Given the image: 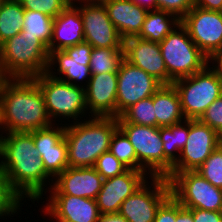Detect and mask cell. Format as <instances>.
I'll return each mask as SVG.
<instances>
[{
  "label": "cell",
  "mask_w": 222,
  "mask_h": 222,
  "mask_svg": "<svg viewBox=\"0 0 222 222\" xmlns=\"http://www.w3.org/2000/svg\"><path fill=\"white\" fill-rule=\"evenodd\" d=\"M0 172L23 202L31 204H39L54 179L35 147L33 130L0 134Z\"/></svg>",
  "instance_id": "obj_1"
},
{
  "label": "cell",
  "mask_w": 222,
  "mask_h": 222,
  "mask_svg": "<svg viewBox=\"0 0 222 222\" xmlns=\"http://www.w3.org/2000/svg\"><path fill=\"white\" fill-rule=\"evenodd\" d=\"M1 134L29 132L52 125L45 98L33 78H2L0 81Z\"/></svg>",
  "instance_id": "obj_2"
},
{
  "label": "cell",
  "mask_w": 222,
  "mask_h": 222,
  "mask_svg": "<svg viewBox=\"0 0 222 222\" xmlns=\"http://www.w3.org/2000/svg\"><path fill=\"white\" fill-rule=\"evenodd\" d=\"M117 117L92 116L65 125L69 167H93L97 158L109 151Z\"/></svg>",
  "instance_id": "obj_3"
},
{
  "label": "cell",
  "mask_w": 222,
  "mask_h": 222,
  "mask_svg": "<svg viewBox=\"0 0 222 222\" xmlns=\"http://www.w3.org/2000/svg\"><path fill=\"white\" fill-rule=\"evenodd\" d=\"M48 48L37 37L22 30L0 45L2 78H33L48 68Z\"/></svg>",
  "instance_id": "obj_4"
},
{
  "label": "cell",
  "mask_w": 222,
  "mask_h": 222,
  "mask_svg": "<svg viewBox=\"0 0 222 222\" xmlns=\"http://www.w3.org/2000/svg\"><path fill=\"white\" fill-rule=\"evenodd\" d=\"M33 79L43 92L46 111L52 123L60 124L61 121V124L64 122L67 125L79 122L84 117H92L86 107L85 88L55 79L46 72Z\"/></svg>",
  "instance_id": "obj_5"
},
{
  "label": "cell",
  "mask_w": 222,
  "mask_h": 222,
  "mask_svg": "<svg viewBox=\"0 0 222 222\" xmlns=\"http://www.w3.org/2000/svg\"><path fill=\"white\" fill-rule=\"evenodd\" d=\"M159 45L168 76L173 81L191 76L209 64V58L196 46L181 23Z\"/></svg>",
  "instance_id": "obj_6"
},
{
  "label": "cell",
  "mask_w": 222,
  "mask_h": 222,
  "mask_svg": "<svg viewBox=\"0 0 222 222\" xmlns=\"http://www.w3.org/2000/svg\"><path fill=\"white\" fill-rule=\"evenodd\" d=\"M186 119H200L207 108L222 95V82L208 64L195 74L173 81Z\"/></svg>",
  "instance_id": "obj_7"
},
{
  "label": "cell",
  "mask_w": 222,
  "mask_h": 222,
  "mask_svg": "<svg viewBox=\"0 0 222 222\" xmlns=\"http://www.w3.org/2000/svg\"><path fill=\"white\" fill-rule=\"evenodd\" d=\"M171 195L185 208L222 211V189L197 171L176 173L170 180Z\"/></svg>",
  "instance_id": "obj_8"
},
{
  "label": "cell",
  "mask_w": 222,
  "mask_h": 222,
  "mask_svg": "<svg viewBox=\"0 0 222 222\" xmlns=\"http://www.w3.org/2000/svg\"><path fill=\"white\" fill-rule=\"evenodd\" d=\"M137 155L138 170L150 177H164V150L159 127L118 123Z\"/></svg>",
  "instance_id": "obj_9"
},
{
  "label": "cell",
  "mask_w": 222,
  "mask_h": 222,
  "mask_svg": "<svg viewBox=\"0 0 222 222\" xmlns=\"http://www.w3.org/2000/svg\"><path fill=\"white\" fill-rule=\"evenodd\" d=\"M170 195L166 177H150L122 202L119 213L128 222H154L157 210Z\"/></svg>",
  "instance_id": "obj_10"
},
{
  "label": "cell",
  "mask_w": 222,
  "mask_h": 222,
  "mask_svg": "<svg viewBox=\"0 0 222 222\" xmlns=\"http://www.w3.org/2000/svg\"><path fill=\"white\" fill-rule=\"evenodd\" d=\"M222 143V136L200 119L189 120V133L178 161L166 177L170 180L176 173L195 171Z\"/></svg>",
  "instance_id": "obj_11"
},
{
  "label": "cell",
  "mask_w": 222,
  "mask_h": 222,
  "mask_svg": "<svg viewBox=\"0 0 222 222\" xmlns=\"http://www.w3.org/2000/svg\"><path fill=\"white\" fill-rule=\"evenodd\" d=\"M196 46L208 57L222 50V12L193 6L180 20Z\"/></svg>",
  "instance_id": "obj_12"
},
{
  "label": "cell",
  "mask_w": 222,
  "mask_h": 222,
  "mask_svg": "<svg viewBox=\"0 0 222 222\" xmlns=\"http://www.w3.org/2000/svg\"><path fill=\"white\" fill-rule=\"evenodd\" d=\"M117 78L116 117H119L131 105L153 96L162 86L153 76L125 59L117 71Z\"/></svg>",
  "instance_id": "obj_13"
},
{
  "label": "cell",
  "mask_w": 222,
  "mask_h": 222,
  "mask_svg": "<svg viewBox=\"0 0 222 222\" xmlns=\"http://www.w3.org/2000/svg\"><path fill=\"white\" fill-rule=\"evenodd\" d=\"M84 26V40L93 48H123L124 40L109 18L104 4H77Z\"/></svg>",
  "instance_id": "obj_14"
},
{
  "label": "cell",
  "mask_w": 222,
  "mask_h": 222,
  "mask_svg": "<svg viewBox=\"0 0 222 222\" xmlns=\"http://www.w3.org/2000/svg\"><path fill=\"white\" fill-rule=\"evenodd\" d=\"M42 215L56 222H97L100 212L94 199L71 195H44ZM49 197V198H48Z\"/></svg>",
  "instance_id": "obj_15"
},
{
  "label": "cell",
  "mask_w": 222,
  "mask_h": 222,
  "mask_svg": "<svg viewBox=\"0 0 222 222\" xmlns=\"http://www.w3.org/2000/svg\"><path fill=\"white\" fill-rule=\"evenodd\" d=\"M64 135L65 125L61 123L33 130L35 147L43 160L45 170L53 178L69 167Z\"/></svg>",
  "instance_id": "obj_16"
},
{
  "label": "cell",
  "mask_w": 222,
  "mask_h": 222,
  "mask_svg": "<svg viewBox=\"0 0 222 222\" xmlns=\"http://www.w3.org/2000/svg\"><path fill=\"white\" fill-rule=\"evenodd\" d=\"M149 178L144 171L127 169L120 175L105 179L96 198L100 214L118 213L122 202Z\"/></svg>",
  "instance_id": "obj_17"
},
{
  "label": "cell",
  "mask_w": 222,
  "mask_h": 222,
  "mask_svg": "<svg viewBox=\"0 0 222 222\" xmlns=\"http://www.w3.org/2000/svg\"><path fill=\"white\" fill-rule=\"evenodd\" d=\"M103 181V177L93 167H68L53 179L48 193L96 200Z\"/></svg>",
  "instance_id": "obj_18"
},
{
  "label": "cell",
  "mask_w": 222,
  "mask_h": 222,
  "mask_svg": "<svg viewBox=\"0 0 222 222\" xmlns=\"http://www.w3.org/2000/svg\"><path fill=\"white\" fill-rule=\"evenodd\" d=\"M123 48L124 59L130 64L141 68L162 85L173 84V80L168 76L159 42L132 37L124 40Z\"/></svg>",
  "instance_id": "obj_19"
},
{
  "label": "cell",
  "mask_w": 222,
  "mask_h": 222,
  "mask_svg": "<svg viewBox=\"0 0 222 222\" xmlns=\"http://www.w3.org/2000/svg\"><path fill=\"white\" fill-rule=\"evenodd\" d=\"M117 73L91 75L85 87L88 113L98 117H116Z\"/></svg>",
  "instance_id": "obj_20"
},
{
  "label": "cell",
  "mask_w": 222,
  "mask_h": 222,
  "mask_svg": "<svg viewBox=\"0 0 222 222\" xmlns=\"http://www.w3.org/2000/svg\"><path fill=\"white\" fill-rule=\"evenodd\" d=\"M84 41V26L80 10L75 5H68L54 18L48 51L50 53L64 50Z\"/></svg>",
  "instance_id": "obj_21"
},
{
  "label": "cell",
  "mask_w": 222,
  "mask_h": 222,
  "mask_svg": "<svg viewBox=\"0 0 222 222\" xmlns=\"http://www.w3.org/2000/svg\"><path fill=\"white\" fill-rule=\"evenodd\" d=\"M103 4L123 40L139 35L148 13L146 9L130 0H107Z\"/></svg>",
  "instance_id": "obj_22"
},
{
  "label": "cell",
  "mask_w": 222,
  "mask_h": 222,
  "mask_svg": "<svg viewBox=\"0 0 222 222\" xmlns=\"http://www.w3.org/2000/svg\"><path fill=\"white\" fill-rule=\"evenodd\" d=\"M46 73L55 79L83 88L87 86L91 78L90 67L74 62L64 50L49 53Z\"/></svg>",
  "instance_id": "obj_23"
},
{
  "label": "cell",
  "mask_w": 222,
  "mask_h": 222,
  "mask_svg": "<svg viewBox=\"0 0 222 222\" xmlns=\"http://www.w3.org/2000/svg\"><path fill=\"white\" fill-rule=\"evenodd\" d=\"M156 127H167L186 120L178 91L173 84L162 85L152 96Z\"/></svg>",
  "instance_id": "obj_24"
},
{
  "label": "cell",
  "mask_w": 222,
  "mask_h": 222,
  "mask_svg": "<svg viewBox=\"0 0 222 222\" xmlns=\"http://www.w3.org/2000/svg\"><path fill=\"white\" fill-rule=\"evenodd\" d=\"M160 137L164 150V177L171 172L173 165L178 161L181 150L184 148L189 133V120L181 123L159 127Z\"/></svg>",
  "instance_id": "obj_25"
},
{
  "label": "cell",
  "mask_w": 222,
  "mask_h": 222,
  "mask_svg": "<svg viewBox=\"0 0 222 222\" xmlns=\"http://www.w3.org/2000/svg\"><path fill=\"white\" fill-rule=\"evenodd\" d=\"M180 24V19L163 10L148 11L138 38L161 42Z\"/></svg>",
  "instance_id": "obj_26"
},
{
  "label": "cell",
  "mask_w": 222,
  "mask_h": 222,
  "mask_svg": "<svg viewBox=\"0 0 222 222\" xmlns=\"http://www.w3.org/2000/svg\"><path fill=\"white\" fill-rule=\"evenodd\" d=\"M25 9L18 0H4L0 6V45L23 30Z\"/></svg>",
  "instance_id": "obj_27"
},
{
  "label": "cell",
  "mask_w": 222,
  "mask_h": 222,
  "mask_svg": "<svg viewBox=\"0 0 222 222\" xmlns=\"http://www.w3.org/2000/svg\"><path fill=\"white\" fill-rule=\"evenodd\" d=\"M124 60V48H93L89 63L91 75L117 73Z\"/></svg>",
  "instance_id": "obj_28"
},
{
  "label": "cell",
  "mask_w": 222,
  "mask_h": 222,
  "mask_svg": "<svg viewBox=\"0 0 222 222\" xmlns=\"http://www.w3.org/2000/svg\"><path fill=\"white\" fill-rule=\"evenodd\" d=\"M54 18L40 11L25 10L23 30L37 37L47 48L50 45Z\"/></svg>",
  "instance_id": "obj_29"
},
{
  "label": "cell",
  "mask_w": 222,
  "mask_h": 222,
  "mask_svg": "<svg viewBox=\"0 0 222 222\" xmlns=\"http://www.w3.org/2000/svg\"><path fill=\"white\" fill-rule=\"evenodd\" d=\"M117 119L118 123H134L137 125L156 127L152 96L131 105L117 117Z\"/></svg>",
  "instance_id": "obj_30"
},
{
  "label": "cell",
  "mask_w": 222,
  "mask_h": 222,
  "mask_svg": "<svg viewBox=\"0 0 222 222\" xmlns=\"http://www.w3.org/2000/svg\"><path fill=\"white\" fill-rule=\"evenodd\" d=\"M109 150L128 169L138 170V160L134 147L119 127L112 135Z\"/></svg>",
  "instance_id": "obj_31"
},
{
  "label": "cell",
  "mask_w": 222,
  "mask_h": 222,
  "mask_svg": "<svg viewBox=\"0 0 222 222\" xmlns=\"http://www.w3.org/2000/svg\"><path fill=\"white\" fill-rule=\"evenodd\" d=\"M22 201L0 172V221L4 220V218L7 219V217H12L11 219H13V217L17 216L16 214H21V207L24 204Z\"/></svg>",
  "instance_id": "obj_32"
},
{
  "label": "cell",
  "mask_w": 222,
  "mask_h": 222,
  "mask_svg": "<svg viewBox=\"0 0 222 222\" xmlns=\"http://www.w3.org/2000/svg\"><path fill=\"white\" fill-rule=\"evenodd\" d=\"M195 171L213 186L222 189V143Z\"/></svg>",
  "instance_id": "obj_33"
},
{
  "label": "cell",
  "mask_w": 222,
  "mask_h": 222,
  "mask_svg": "<svg viewBox=\"0 0 222 222\" xmlns=\"http://www.w3.org/2000/svg\"><path fill=\"white\" fill-rule=\"evenodd\" d=\"M93 168L104 180L120 175L128 169L110 152V150L102 153L97 158Z\"/></svg>",
  "instance_id": "obj_34"
},
{
  "label": "cell",
  "mask_w": 222,
  "mask_h": 222,
  "mask_svg": "<svg viewBox=\"0 0 222 222\" xmlns=\"http://www.w3.org/2000/svg\"><path fill=\"white\" fill-rule=\"evenodd\" d=\"M25 10L40 11L53 18L68 5L63 0H18Z\"/></svg>",
  "instance_id": "obj_35"
},
{
  "label": "cell",
  "mask_w": 222,
  "mask_h": 222,
  "mask_svg": "<svg viewBox=\"0 0 222 222\" xmlns=\"http://www.w3.org/2000/svg\"><path fill=\"white\" fill-rule=\"evenodd\" d=\"M200 120L222 136V95L207 108Z\"/></svg>",
  "instance_id": "obj_36"
},
{
  "label": "cell",
  "mask_w": 222,
  "mask_h": 222,
  "mask_svg": "<svg viewBox=\"0 0 222 222\" xmlns=\"http://www.w3.org/2000/svg\"><path fill=\"white\" fill-rule=\"evenodd\" d=\"M158 10L176 15L180 20L194 6L192 0H156Z\"/></svg>",
  "instance_id": "obj_37"
},
{
  "label": "cell",
  "mask_w": 222,
  "mask_h": 222,
  "mask_svg": "<svg viewBox=\"0 0 222 222\" xmlns=\"http://www.w3.org/2000/svg\"><path fill=\"white\" fill-rule=\"evenodd\" d=\"M92 50L93 47L85 41L64 49L67 55L71 57L74 62L83 66H89Z\"/></svg>",
  "instance_id": "obj_38"
},
{
  "label": "cell",
  "mask_w": 222,
  "mask_h": 222,
  "mask_svg": "<svg viewBox=\"0 0 222 222\" xmlns=\"http://www.w3.org/2000/svg\"><path fill=\"white\" fill-rule=\"evenodd\" d=\"M178 214V201L170 195L157 210L154 222H175Z\"/></svg>",
  "instance_id": "obj_39"
},
{
  "label": "cell",
  "mask_w": 222,
  "mask_h": 222,
  "mask_svg": "<svg viewBox=\"0 0 222 222\" xmlns=\"http://www.w3.org/2000/svg\"><path fill=\"white\" fill-rule=\"evenodd\" d=\"M194 222H222V211H208L199 208L189 209Z\"/></svg>",
  "instance_id": "obj_40"
},
{
  "label": "cell",
  "mask_w": 222,
  "mask_h": 222,
  "mask_svg": "<svg viewBox=\"0 0 222 222\" xmlns=\"http://www.w3.org/2000/svg\"><path fill=\"white\" fill-rule=\"evenodd\" d=\"M193 5L205 10L221 11L222 0H192Z\"/></svg>",
  "instance_id": "obj_41"
},
{
  "label": "cell",
  "mask_w": 222,
  "mask_h": 222,
  "mask_svg": "<svg viewBox=\"0 0 222 222\" xmlns=\"http://www.w3.org/2000/svg\"><path fill=\"white\" fill-rule=\"evenodd\" d=\"M209 65L212 66L211 68L222 82V50L209 58Z\"/></svg>",
  "instance_id": "obj_42"
},
{
  "label": "cell",
  "mask_w": 222,
  "mask_h": 222,
  "mask_svg": "<svg viewBox=\"0 0 222 222\" xmlns=\"http://www.w3.org/2000/svg\"><path fill=\"white\" fill-rule=\"evenodd\" d=\"M175 222H194L192 212L189 209L183 207L179 202L178 214L176 215Z\"/></svg>",
  "instance_id": "obj_43"
},
{
  "label": "cell",
  "mask_w": 222,
  "mask_h": 222,
  "mask_svg": "<svg viewBox=\"0 0 222 222\" xmlns=\"http://www.w3.org/2000/svg\"><path fill=\"white\" fill-rule=\"evenodd\" d=\"M97 222H128L119 212L100 214Z\"/></svg>",
  "instance_id": "obj_44"
},
{
  "label": "cell",
  "mask_w": 222,
  "mask_h": 222,
  "mask_svg": "<svg viewBox=\"0 0 222 222\" xmlns=\"http://www.w3.org/2000/svg\"><path fill=\"white\" fill-rule=\"evenodd\" d=\"M134 4L146 9L147 11L158 10L157 1L156 0H130Z\"/></svg>",
  "instance_id": "obj_45"
},
{
  "label": "cell",
  "mask_w": 222,
  "mask_h": 222,
  "mask_svg": "<svg viewBox=\"0 0 222 222\" xmlns=\"http://www.w3.org/2000/svg\"><path fill=\"white\" fill-rule=\"evenodd\" d=\"M107 0H79V4H103Z\"/></svg>",
  "instance_id": "obj_46"
},
{
  "label": "cell",
  "mask_w": 222,
  "mask_h": 222,
  "mask_svg": "<svg viewBox=\"0 0 222 222\" xmlns=\"http://www.w3.org/2000/svg\"><path fill=\"white\" fill-rule=\"evenodd\" d=\"M67 5H77L79 0H63Z\"/></svg>",
  "instance_id": "obj_47"
}]
</instances>
